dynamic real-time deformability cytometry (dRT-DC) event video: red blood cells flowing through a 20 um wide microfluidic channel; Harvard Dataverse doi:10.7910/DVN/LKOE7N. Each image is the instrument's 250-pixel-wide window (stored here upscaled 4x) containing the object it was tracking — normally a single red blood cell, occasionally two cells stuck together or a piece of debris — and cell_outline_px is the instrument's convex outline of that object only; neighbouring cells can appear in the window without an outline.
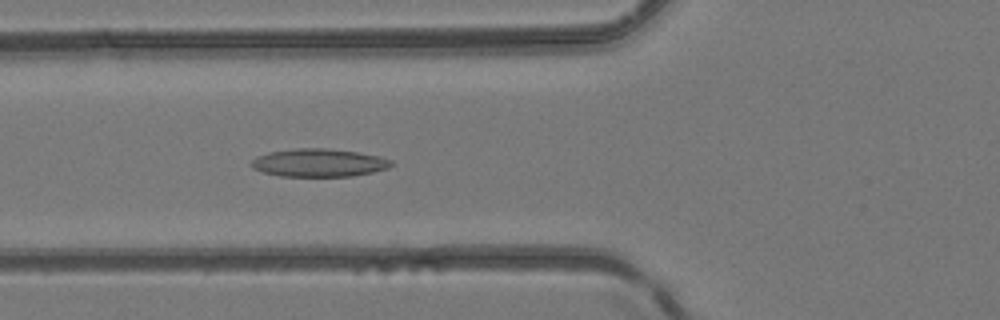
{"species": "common noctule bat (a hibernating species)", "species_latin": "Nyctalus noctula", "temperature_condition": "room temperature", "stored_images_in_passage": 48, "camera_frame_rate_fps": 3000, "um_per_image_px": 0.085, "animal": {"sex": "female", "body_mass_g": 24.6, "forearm_length_mm": 56.2}, "frame": {"image": 1, "passage_image": 18, "time_ms": 5.667, "image_size_px": [1000, 320], "cell_outline_px": [[392, 164], [388, 168], [372, 172], [352, 176], [280, 176], [264, 172], [252, 168], [248, 164], [256, 156], [268, 152], [296, 148], [328, 148], [356, 152], [380, 156], [392, 160]], "centroid_in_image_um": [27.07, 13.83], "position_along_channel_um": 98.7, "area_um2": 22.89}}
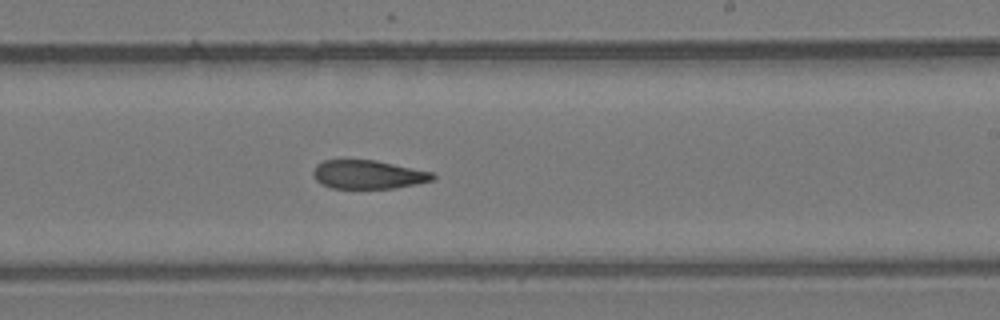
{"frame": {"image": 2, "passage_image": 29, "time_ms": 9.333, "image_size_px": [1000, 320], "cell_outline_px": [[436, 180], [396, 188], [332, 188], [316, 180], [312, 176], [312, 172], [316, 164], [324, 160], [376, 160], [432, 172], [436, 176]], "centroid_in_image_um": [31.31, 14.83], "position_along_channel_um": 257.7, "area_um2": 20.0}}
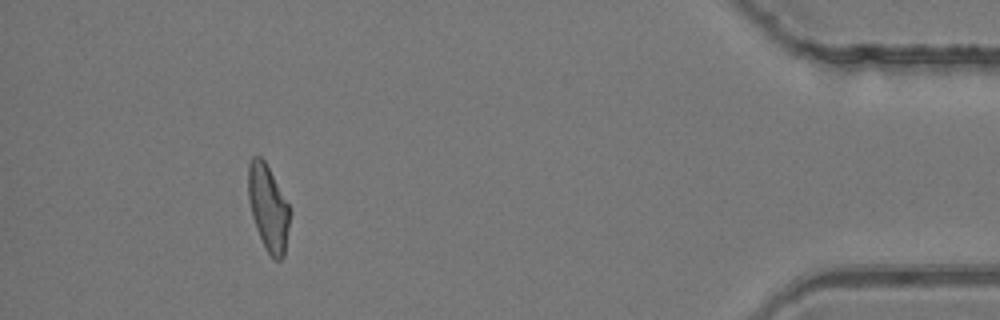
{"frame": {"image": 3, "passage_image": 44, "time_ms": 14.333, "image_size_px": [1000, 320], "cell_outline_px": [[288, 228], [284, 256], [280, 260], [276, 260], [268, 252], [256, 228], [252, 216], [248, 200], [248, 164], [252, 156], [260, 156], [264, 160], [288, 204]], "centroid_in_image_um": [22.76, 17.63], "position_along_channel_um": 412.4, "area_um2": 20.23}}